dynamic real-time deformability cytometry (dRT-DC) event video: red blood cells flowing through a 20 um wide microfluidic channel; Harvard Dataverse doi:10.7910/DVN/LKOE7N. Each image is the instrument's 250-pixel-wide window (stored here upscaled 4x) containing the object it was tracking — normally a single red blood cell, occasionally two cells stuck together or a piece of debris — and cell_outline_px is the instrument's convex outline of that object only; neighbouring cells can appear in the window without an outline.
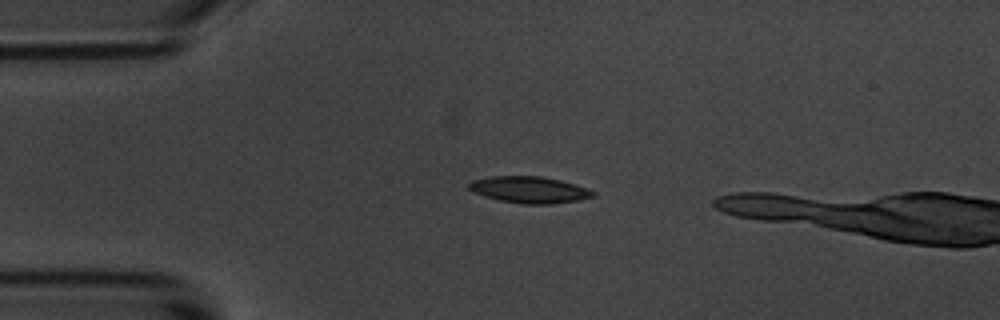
{"species": "common noctule bat (a hibernating species)", "species_latin": "Nyctalus noctula", "temperature_condition": "room temperature", "stored_images_in_passage": 38, "camera_frame_rate_fps": 3000, "um_per_image_px": 0.085, "animal": {"sex": "male", "body_mass_g": 20.1, "forearm_length_mm": 53.5}, "frame": {"image": 1, "passage_image": 2, "time_ms": 0.333, "image_size_px": [1000, 320], "cell_outline_px": [[596, 196], [580, 200], [552, 204], [524, 204], [500, 200], [484, 196], [472, 192], [468, 188], [468, 184], [472, 180], [492, 176], [540, 176], [560, 180], [588, 188], [596, 192]], "centroid_in_image_um": [45.02, 16.13], "position_along_channel_um": 40.0, "area_um2": 19.31}}
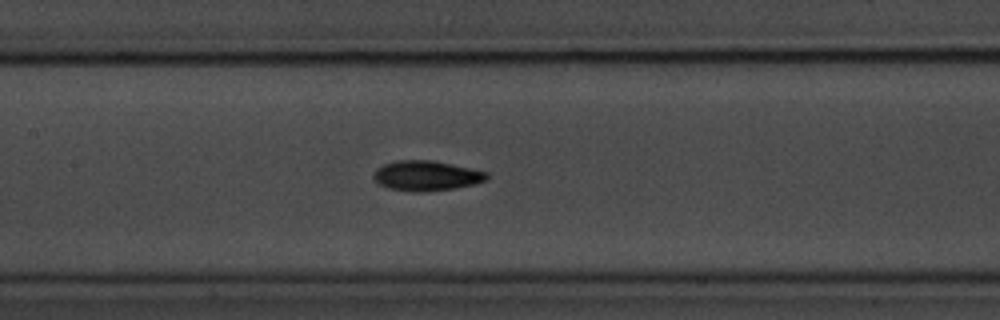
{"frame": {"image": 2, "passage_image": 15, "time_ms": 4.667, "image_size_px": [1000, 320], "cell_outline_px": [[488, 176], [484, 180], [476, 184], [456, 188], [424, 192], [412, 192], [388, 188], [380, 184], [372, 176], [376, 168], [384, 164], [400, 160], [432, 160], [488, 172]], "centroid_in_image_um": [36.23, 14.94], "position_along_channel_um": 171.2, "area_um2": 19.77}}
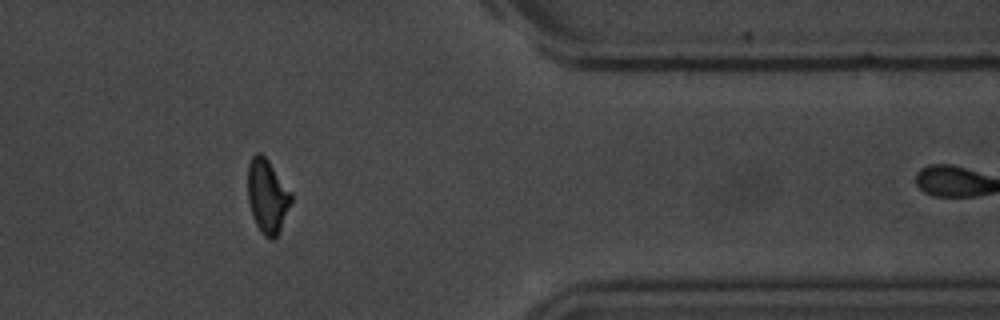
{"frame": {"image": 3, "passage_image": 35, "time_ms": 11.333, "image_size_px": [1000, 320], "cell_outline_px": [[292, 200], [280, 232], [272, 240], [264, 236], [260, 232], [252, 216], [248, 200], [248, 164], [252, 156], [256, 152], [260, 152], [268, 160], [292, 192]], "centroid_in_image_um": [22.73, 16.68], "position_along_channel_um": 388.7, "area_um2": 18.84}, "authors_computed_cell_mechanics": {"area_um2": 19.074, "velocity_mm_per_s": 3.5686, "shape_relaxation_time_tau1_ms": 2.8318, "shape_relaxation_time_tau2_ms": 4.4311, "deformation_change_tau1": 0.1335, "deformation_change_tau2": 0.101}}